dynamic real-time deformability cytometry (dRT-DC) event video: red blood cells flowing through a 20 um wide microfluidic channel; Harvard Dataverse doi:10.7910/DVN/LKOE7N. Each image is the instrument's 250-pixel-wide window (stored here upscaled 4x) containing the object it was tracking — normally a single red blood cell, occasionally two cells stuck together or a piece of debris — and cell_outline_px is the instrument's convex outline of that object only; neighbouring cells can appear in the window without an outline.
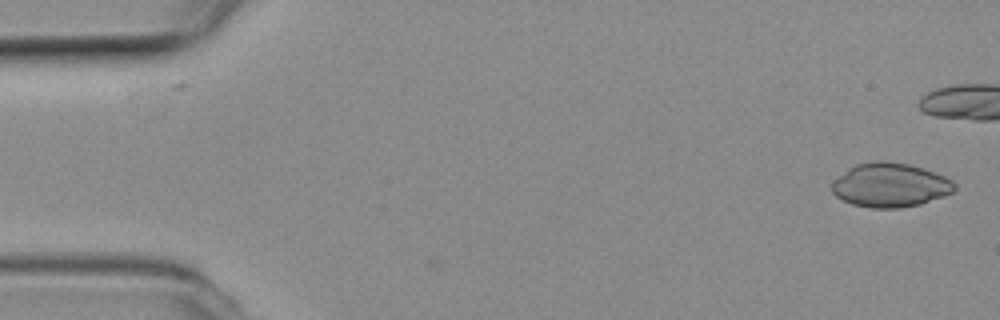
{"species": "common noctule bat (a hibernating species)", "species_latin": "Nyctalus noctula", "temperature_condition": "room temperature", "stored_images_in_passage": 12, "camera_frame_rate_fps": 3000, "um_per_image_px": 0.085, "animal": {"sex": "female", "body_mass_g": 19.3, "forearm_length_mm": 54.1}, "frame": {"image": 1, "passage_image": 1, "time_ms": 0.0, "image_size_px": [1000, 320], "cell_outline_px": [[956, 188], [952, 192], [944, 196], [920, 204], [900, 208], [872, 208], [852, 204], [836, 196], [832, 192], [832, 180], [848, 168], [856, 164], [872, 160], [888, 160], [908, 164], [924, 168], [936, 172], [952, 180], [956, 184]], "centroid_in_image_um": [75.66, 15.71], "position_along_channel_um": 9.3, "area_um2": 31.85}}